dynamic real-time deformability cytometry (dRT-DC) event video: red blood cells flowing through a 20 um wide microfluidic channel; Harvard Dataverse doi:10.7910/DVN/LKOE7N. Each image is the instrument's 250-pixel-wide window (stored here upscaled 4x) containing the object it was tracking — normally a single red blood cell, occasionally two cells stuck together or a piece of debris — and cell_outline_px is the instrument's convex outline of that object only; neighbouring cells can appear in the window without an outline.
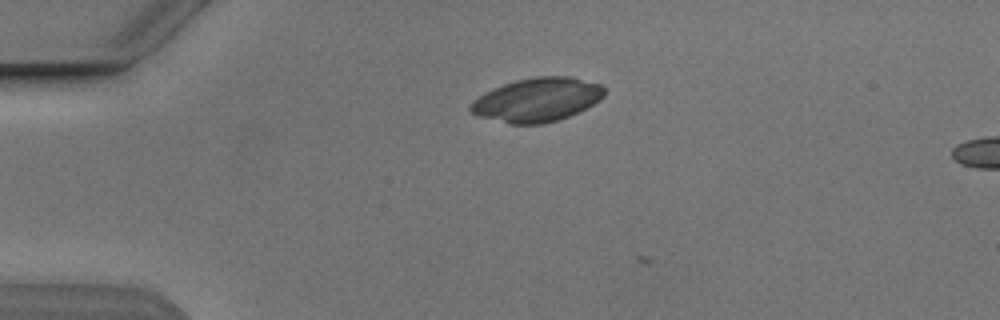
{"species": "Egyptian fruit bat (a non-hibernating species)", "species_latin": "Rousettus aegyptiacus", "temperature_condition": "cold", "stored_images_in_passage": 2, "camera_frame_rate_fps": 3000, "um_per_image_px": 0.085, "animal": {"sex": "male"}, "frame": {"image": 1, "passage_image": 1, "time_ms": 0.0, "image_size_px": [1000, 320], "cell_outline_px": [[604, 96], [600, 100], [568, 116], [556, 120], [540, 124], [508, 124], [476, 116], [468, 108], [468, 104], [472, 100], [484, 92], [492, 88], [516, 80], [536, 76], [572, 76], [604, 84]], "centroid_in_image_um": [45.62, 8.47], "position_along_channel_um": 39.4, "area_um2": 34.45}}